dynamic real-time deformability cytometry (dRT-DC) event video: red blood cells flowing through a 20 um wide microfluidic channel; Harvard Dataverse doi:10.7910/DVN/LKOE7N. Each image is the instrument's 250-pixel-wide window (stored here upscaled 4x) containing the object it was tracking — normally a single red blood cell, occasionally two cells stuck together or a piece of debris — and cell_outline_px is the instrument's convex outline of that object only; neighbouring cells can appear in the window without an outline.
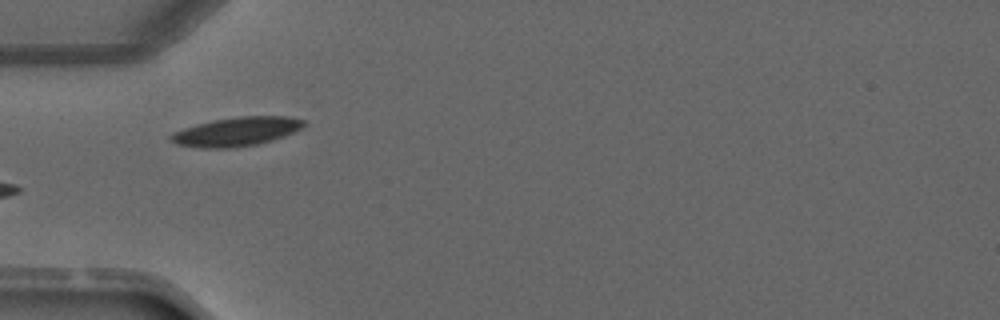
{"species": "common noctule bat (a hibernating species)", "species_latin": "Nyctalus noctula", "temperature_condition": "warm", "stored_images_in_passage": 5, "camera_frame_rate_fps": 3000, "um_per_image_px": 0.085, "animal": {"sex": "male", "forearm_length_mm": 52.5}, "frame": {"image": 1, "passage_image": 2, "time_ms": 2.0, "image_size_px": [1000, 320], "cell_outline_px": [[304, 124], [300, 128], [284, 136], [272, 140], [256, 144], [228, 148], [200, 148], [176, 144], [168, 140], [168, 136], [172, 132], [196, 124], [212, 120], [236, 116], [288, 116], [304, 120]], "centroid_in_image_um": [20.03, 11.18], "position_along_channel_um": 65.0, "area_um2": 22.43}}